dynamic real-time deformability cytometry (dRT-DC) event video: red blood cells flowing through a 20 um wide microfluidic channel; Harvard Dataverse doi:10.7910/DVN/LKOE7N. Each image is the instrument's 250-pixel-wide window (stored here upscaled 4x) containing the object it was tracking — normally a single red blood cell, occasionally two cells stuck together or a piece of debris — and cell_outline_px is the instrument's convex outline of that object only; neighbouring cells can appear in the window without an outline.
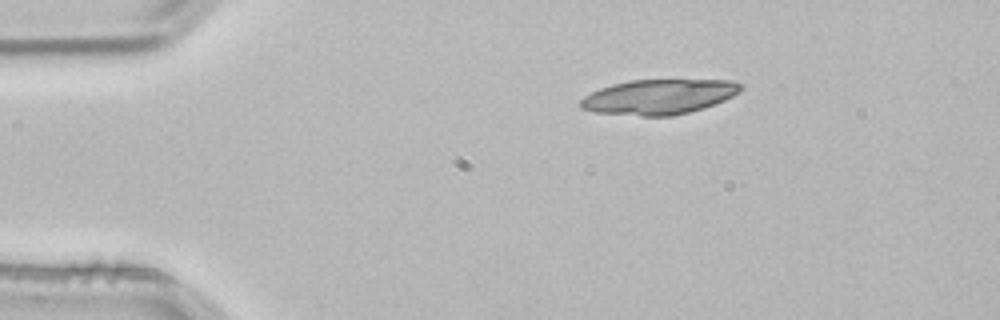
{"species": "common noctule bat (a hibernating species)", "species_latin": "Nyctalus noctula", "temperature_condition": "room temperature", "stored_images_in_passage": 2, "camera_frame_rate_fps": 3000, "um_per_image_px": 0.085, "animal": {"sex": "male", "body_mass_g": 21.5, "forearm_length_mm": 52.0}, "frame": {"image": 1, "passage_image": 1, "time_ms": 0.0, "image_size_px": [1000, 320], "cell_outline_px": [[744, 88], [740, 92], [724, 100], [704, 108], [672, 116], [640, 116], [596, 112], [580, 108], [580, 100], [584, 96], [600, 88], [612, 84], [632, 80], [732, 80], [744, 84]], "centroid_in_image_um": [56.03, 8.22], "position_along_channel_um": 29.0, "area_um2": 32.71}}